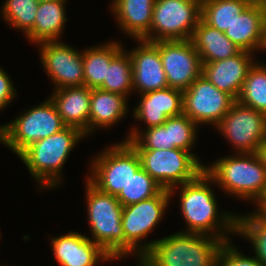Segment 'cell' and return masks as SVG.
<instances>
[{
	"label": "cell",
	"mask_w": 266,
	"mask_h": 266,
	"mask_svg": "<svg viewBox=\"0 0 266 266\" xmlns=\"http://www.w3.org/2000/svg\"><path fill=\"white\" fill-rule=\"evenodd\" d=\"M210 182L211 177L203 170L194 180L179 185V205L187 225V230L181 232L229 241V233L236 235L237 215L228 211L219 212Z\"/></svg>",
	"instance_id": "obj_1"
},
{
	"label": "cell",
	"mask_w": 266,
	"mask_h": 266,
	"mask_svg": "<svg viewBox=\"0 0 266 266\" xmlns=\"http://www.w3.org/2000/svg\"><path fill=\"white\" fill-rule=\"evenodd\" d=\"M83 137L85 133L80 129L66 126L47 138L31 143L18 156L40 187H59L67 157Z\"/></svg>",
	"instance_id": "obj_2"
},
{
	"label": "cell",
	"mask_w": 266,
	"mask_h": 266,
	"mask_svg": "<svg viewBox=\"0 0 266 266\" xmlns=\"http://www.w3.org/2000/svg\"><path fill=\"white\" fill-rule=\"evenodd\" d=\"M236 154V155H235ZM204 166L215 184L228 195L236 198L259 201L266 190V169L257 153H235Z\"/></svg>",
	"instance_id": "obj_3"
},
{
	"label": "cell",
	"mask_w": 266,
	"mask_h": 266,
	"mask_svg": "<svg viewBox=\"0 0 266 266\" xmlns=\"http://www.w3.org/2000/svg\"><path fill=\"white\" fill-rule=\"evenodd\" d=\"M222 244L212 236L179 231L155 240L140 262L144 266H214Z\"/></svg>",
	"instance_id": "obj_4"
},
{
	"label": "cell",
	"mask_w": 266,
	"mask_h": 266,
	"mask_svg": "<svg viewBox=\"0 0 266 266\" xmlns=\"http://www.w3.org/2000/svg\"><path fill=\"white\" fill-rule=\"evenodd\" d=\"M87 214L92 241L113 260L125 257V236L122 228L123 206L116 196L100 191L85 178Z\"/></svg>",
	"instance_id": "obj_5"
},
{
	"label": "cell",
	"mask_w": 266,
	"mask_h": 266,
	"mask_svg": "<svg viewBox=\"0 0 266 266\" xmlns=\"http://www.w3.org/2000/svg\"><path fill=\"white\" fill-rule=\"evenodd\" d=\"M66 125L51 99L48 97L41 104L25 110L9 123L0 125V143L7 146L17 156L31 143L47 138Z\"/></svg>",
	"instance_id": "obj_6"
},
{
	"label": "cell",
	"mask_w": 266,
	"mask_h": 266,
	"mask_svg": "<svg viewBox=\"0 0 266 266\" xmlns=\"http://www.w3.org/2000/svg\"><path fill=\"white\" fill-rule=\"evenodd\" d=\"M141 167L173 198L181 184L194 180L203 170L204 164L196 153L180 148L136 150Z\"/></svg>",
	"instance_id": "obj_7"
},
{
	"label": "cell",
	"mask_w": 266,
	"mask_h": 266,
	"mask_svg": "<svg viewBox=\"0 0 266 266\" xmlns=\"http://www.w3.org/2000/svg\"><path fill=\"white\" fill-rule=\"evenodd\" d=\"M171 196L169 190L163 189L158 195L124 206L122 211V228L125 236V256H138V261L151 249L154 240L144 244L142 239L151 233L162 220Z\"/></svg>",
	"instance_id": "obj_8"
},
{
	"label": "cell",
	"mask_w": 266,
	"mask_h": 266,
	"mask_svg": "<svg viewBox=\"0 0 266 266\" xmlns=\"http://www.w3.org/2000/svg\"><path fill=\"white\" fill-rule=\"evenodd\" d=\"M91 161V173L86 178L100 191L113 196H117L141 168L136 150L125 139L108 146Z\"/></svg>",
	"instance_id": "obj_9"
},
{
	"label": "cell",
	"mask_w": 266,
	"mask_h": 266,
	"mask_svg": "<svg viewBox=\"0 0 266 266\" xmlns=\"http://www.w3.org/2000/svg\"><path fill=\"white\" fill-rule=\"evenodd\" d=\"M202 0H155L149 42L190 40L201 20Z\"/></svg>",
	"instance_id": "obj_10"
},
{
	"label": "cell",
	"mask_w": 266,
	"mask_h": 266,
	"mask_svg": "<svg viewBox=\"0 0 266 266\" xmlns=\"http://www.w3.org/2000/svg\"><path fill=\"white\" fill-rule=\"evenodd\" d=\"M215 128L231 142L236 153H256L266 138V114L236 100Z\"/></svg>",
	"instance_id": "obj_11"
},
{
	"label": "cell",
	"mask_w": 266,
	"mask_h": 266,
	"mask_svg": "<svg viewBox=\"0 0 266 266\" xmlns=\"http://www.w3.org/2000/svg\"><path fill=\"white\" fill-rule=\"evenodd\" d=\"M235 101L201 75L183 91V114L197 125L216 127Z\"/></svg>",
	"instance_id": "obj_12"
},
{
	"label": "cell",
	"mask_w": 266,
	"mask_h": 266,
	"mask_svg": "<svg viewBox=\"0 0 266 266\" xmlns=\"http://www.w3.org/2000/svg\"><path fill=\"white\" fill-rule=\"evenodd\" d=\"M159 49L170 88L185 91L202 75V61L191 40H160Z\"/></svg>",
	"instance_id": "obj_13"
},
{
	"label": "cell",
	"mask_w": 266,
	"mask_h": 266,
	"mask_svg": "<svg viewBox=\"0 0 266 266\" xmlns=\"http://www.w3.org/2000/svg\"><path fill=\"white\" fill-rule=\"evenodd\" d=\"M40 60L55 89L84 86L82 52L59 41L38 44Z\"/></svg>",
	"instance_id": "obj_14"
},
{
	"label": "cell",
	"mask_w": 266,
	"mask_h": 266,
	"mask_svg": "<svg viewBox=\"0 0 266 266\" xmlns=\"http://www.w3.org/2000/svg\"><path fill=\"white\" fill-rule=\"evenodd\" d=\"M139 46L129 55L132 61L133 91L145 94L169 87L158 47L145 40H137Z\"/></svg>",
	"instance_id": "obj_15"
},
{
	"label": "cell",
	"mask_w": 266,
	"mask_h": 266,
	"mask_svg": "<svg viewBox=\"0 0 266 266\" xmlns=\"http://www.w3.org/2000/svg\"><path fill=\"white\" fill-rule=\"evenodd\" d=\"M50 243L60 266H97L100 261L113 260L91 238L79 232L55 236Z\"/></svg>",
	"instance_id": "obj_16"
},
{
	"label": "cell",
	"mask_w": 266,
	"mask_h": 266,
	"mask_svg": "<svg viewBox=\"0 0 266 266\" xmlns=\"http://www.w3.org/2000/svg\"><path fill=\"white\" fill-rule=\"evenodd\" d=\"M253 56V53L241 51L224 60L202 62V75L237 100L248 71L256 62Z\"/></svg>",
	"instance_id": "obj_17"
},
{
	"label": "cell",
	"mask_w": 266,
	"mask_h": 266,
	"mask_svg": "<svg viewBox=\"0 0 266 266\" xmlns=\"http://www.w3.org/2000/svg\"><path fill=\"white\" fill-rule=\"evenodd\" d=\"M140 95L141 100L134 108L133 116L138 121H144L146 129L162 125L169 117L183 113L181 90L167 87Z\"/></svg>",
	"instance_id": "obj_18"
},
{
	"label": "cell",
	"mask_w": 266,
	"mask_h": 266,
	"mask_svg": "<svg viewBox=\"0 0 266 266\" xmlns=\"http://www.w3.org/2000/svg\"><path fill=\"white\" fill-rule=\"evenodd\" d=\"M66 126L80 129L89 135L91 89L87 86L64 87L50 96Z\"/></svg>",
	"instance_id": "obj_19"
},
{
	"label": "cell",
	"mask_w": 266,
	"mask_h": 266,
	"mask_svg": "<svg viewBox=\"0 0 266 266\" xmlns=\"http://www.w3.org/2000/svg\"><path fill=\"white\" fill-rule=\"evenodd\" d=\"M266 9L248 5L224 32L242 51L254 53L262 48Z\"/></svg>",
	"instance_id": "obj_20"
},
{
	"label": "cell",
	"mask_w": 266,
	"mask_h": 266,
	"mask_svg": "<svg viewBox=\"0 0 266 266\" xmlns=\"http://www.w3.org/2000/svg\"><path fill=\"white\" fill-rule=\"evenodd\" d=\"M155 0H112L111 11L125 34L144 40L150 33Z\"/></svg>",
	"instance_id": "obj_21"
},
{
	"label": "cell",
	"mask_w": 266,
	"mask_h": 266,
	"mask_svg": "<svg viewBox=\"0 0 266 266\" xmlns=\"http://www.w3.org/2000/svg\"><path fill=\"white\" fill-rule=\"evenodd\" d=\"M127 97L102 90L91 89L89 134L97 127L109 128L120 121L128 113Z\"/></svg>",
	"instance_id": "obj_22"
},
{
	"label": "cell",
	"mask_w": 266,
	"mask_h": 266,
	"mask_svg": "<svg viewBox=\"0 0 266 266\" xmlns=\"http://www.w3.org/2000/svg\"><path fill=\"white\" fill-rule=\"evenodd\" d=\"M190 40L199 53L202 62L224 60L242 51L225 33L207 25L202 20L194 29Z\"/></svg>",
	"instance_id": "obj_23"
},
{
	"label": "cell",
	"mask_w": 266,
	"mask_h": 266,
	"mask_svg": "<svg viewBox=\"0 0 266 266\" xmlns=\"http://www.w3.org/2000/svg\"><path fill=\"white\" fill-rule=\"evenodd\" d=\"M65 2L67 0H53L39 2L32 31L26 38L37 45L43 42L59 41L66 18Z\"/></svg>",
	"instance_id": "obj_24"
},
{
	"label": "cell",
	"mask_w": 266,
	"mask_h": 266,
	"mask_svg": "<svg viewBox=\"0 0 266 266\" xmlns=\"http://www.w3.org/2000/svg\"><path fill=\"white\" fill-rule=\"evenodd\" d=\"M123 48L117 41H108L89 47L82 52L84 86L90 89L100 88L105 81L107 67L111 59Z\"/></svg>",
	"instance_id": "obj_25"
},
{
	"label": "cell",
	"mask_w": 266,
	"mask_h": 266,
	"mask_svg": "<svg viewBox=\"0 0 266 266\" xmlns=\"http://www.w3.org/2000/svg\"><path fill=\"white\" fill-rule=\"evenodd\" d=\"M248 5L246 0H202L201 20L224 33Z\"/></svg>",
	"instance_id": "obj_26"
},
{
	"label": "cell",
	"mask_w": 266,
	"mask_h": 266,
	"mask_svg": "<svg viewBox=\"0 0 266 266\" xmlns=\"http://www.w3.org/2000/svg\"><path fill=\"white\" fill-rule=\"evenodd\" d=\"M100 89L127 98L131 94L130 92H133L132 61L124 48L111 59L110 65L107 67L105 81Z\"/></svg>",
	"instance_id": "obj_27"
},
{
	"label": "cell",
	"mask_w": 266,
	"mask_h": 266,
	"mask_svg": "<svg viewBox=\"0 0 266 266\" xmlns=\"http://www.w3.org/2000/svg\"><path fill=\"white\" fill-rule=\"evenodd\" d=\"M237 101L266 114V64L256 61L250 68Z\"/></svg>",
	"instance_id": "obj_28"
},
{
	"label": "cell",
	"mask_w": 266,
	"mask_h": 266,
	"mask_svg": "<svg viewBox=\"0 0 266 266\" xmlns=\"http://www.w3.org/2000/svg\"><path fill=\"white\" fill-rule=\"evenodd\" d=\"M236 235H241L252 244L254 256L266 266V221L258 214L237 215Z\"/></svg>",
	"instance_id": "obj_29"
},
{
	"label": "cell",
	"mask_w": 266,
	"mask_h": 266,
	"mask_svg": "<svg viewBox=\"0 0 266 266\" xmlns=\"http://www.w3.org/2000/svg\"><path fill=\"white\" fill-rule=\"evenodd\" d=\"M163 188L141 167L122 188L116 198L128 206L158 195Z\"/></svg>",
	"instance_id": "obj_30"
},
{
	"label": "cell",
	"mask_w": 266,
	"mask_h": 266,
	"mask_svg": "<svg viewBox=\"0 0 266 266\" xmlns=\"http://www.w3.org/2000/svg\"><path fill=\"white\" fill-rule=\"evenodd\" d=\"M2 18L27 36L33 29L39 2L37 0H5Z\"/></svg>",
	"instance_id": "obj_31"
},
{
	"label": "cell",
	"mask_w": 266,
	"mask_h": 266,
	"mask_svg": "<svg viewBox=\"0 0 266 266\" xmlns=\"http://www.w3.org/2000/svg\"><path fill=\"white\" fill-rule=\"evenodd\" d=\"M198 125L183 113L168 118L169 149L180 148L190 152L196 142Z\"/></svg>",
	"instance_id": "obj_32"
},
{
	"label": "cell",
	"mask_w": 266,
	"mask_h": 266,
	"mask_svg": "<svg viewBox=\"0 0 266 266\" xmlns=\"http://www.w3.org/2000/svg\"><path fill=\"white\" fill-rule=\"evenodd\" d=\"M141 132L138 128H132L130 134L125 137L135 150L169 149L168 119L159 126L151 127Z\"/></svg>",
	"instance_id": "obj_33"
},
{
	"label": "cell",
	"mask_w": 266,
	"mask_h": 266,
	"mask_svg": "<svg viewBox=\"0 0 266 266\" xmlns=\"http://www.w3.org/2000/svg\"><path fill=\"white\" fill-rule=\"evenodd\" d=\"M231 242L233 241L223 242L216 254L214 266H265L255 256L243 255Z\"/></svg>",
	"instance_id": "obj_34"
},
{
	"label": "cell",
	"mask_w": 266,
	"mask_h": 266,
	"mask_svg": "<svg viewBox=\"0 0 266 266\" xmlns=\"http://www.w3.org/2000/svg\"><path fill=\"white\" fill-rule=\"evenodd\" d=\"M10 78L7 72L0 67V111L4 110L16 96L15 91L17 90H15L13 81Z\"/></svg>",
	"instance_id": "obj_35"
},
{
	"label": "cell",
	"mask_w": 266,
	"mask_h": 266,
	"mask_svg": "<svg viewBox=\"0 0 266 266\" xmlns=\"http://www.w3.org/2000/svg\"><path fill=\"white\" fill-rule=\"evenodd\" d=\"M257 155L259 157V159L262 162V165L265 167L266 169V138L265 140L260 144V146L258 147L257 150Z\"/></svg>",
	"instance_id": "obj_36"
},
{
	"label": "cell",
	"mask_w": 266,
	"mask_h": 266,
	"mask_svg": "<svg viewBox=\"0 0 266 266\" xmlns=\"http://www.w3.org/2000/svg\"><path fill=\"white\" fill-rule=\"evenodd\" d=\"M256 206L257 209L254 212L258 213L266 221V204H256Z\"/></svg>",
	"instance_id": "obj_37"
},
{
	"label": "cell",
	"mask_w": 266,
	"mask_h": 266,
	"mask_svg": "<svg viewBox=\"0 0 266 266\" xmlns=\"http://www.w3.org/2000/svg\"><path fill=\"white\" fill-rule=\"evenodd\" d=\"M249 5L259 6L266 9V0H246Z\"/></svg>",
	"instance_id": "obj_38"
},
{
	"label": "cell",
	"mask_w": 266,
	"mask_h": 266,
	"mask_svg": "<svg viewBox=\"0 0 266 266\" xmlns=\"http://www.w3.org/2000/svg\"><path fill=\"white\" fill-rule=\"evenodd\" d=\"M263 51H266V19H265V25H264V39H263V44L262 48Z\"/></svg>",
	"instance_id": "obj_39"
},
{
	"label": "cell",
	"mask_w": 266,
	"mask_h": 266,
	"mask_svg": "<svg viewBox=\"0 0 266 266\" xmlns=\"http://www.w3.org/2000/svg\"><path fill=\"white\" fill-rule=\"evenodd\" d=\"M256 204H266V190L263 196L259 199V201Z\"/></svg>",
	"instance_id": "obj_40"
},
{
	"label": "cell",
	"mask_w": 266,
	"mask_h": 266,
	"mask_svg": "<svg viewBox=\"0 0 266 266\" xmlns=\"http://www.w3.org/2000/svg\"><path fill=\"white\" fill-rule=\"evenodd\" d=\"M38 2L53 1V0H37Z\"/></svg>",
	"instance_id": "obj_41"
},
{
	"label": "cell",
	"mask_w": 266,
	"mask_h": 266,
	"mask_svg": "<svg viewBox=\"0 0 266 266\" xmlns=\"http://www.w3.org/2000/svg\"><path fill=\"white\" fill-rule=\"evenodd\" d=\"M138 265L137 266H144L140 261H138Z\"/></svg>",
	"instance_id": "obj_42"
}]
</instances>
